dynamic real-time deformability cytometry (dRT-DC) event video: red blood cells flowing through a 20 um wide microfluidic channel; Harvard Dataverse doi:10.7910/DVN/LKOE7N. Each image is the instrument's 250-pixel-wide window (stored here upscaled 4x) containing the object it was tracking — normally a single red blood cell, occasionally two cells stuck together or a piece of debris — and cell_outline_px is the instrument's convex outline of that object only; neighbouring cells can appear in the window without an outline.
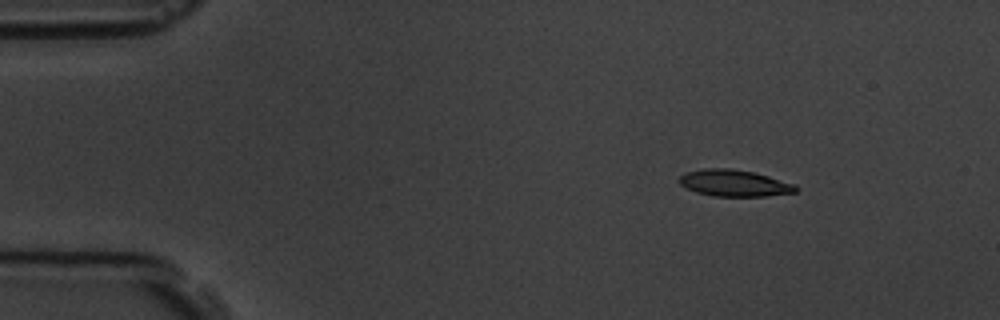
{"species": "common noctule bat (a hibernating species)", "species_latin": "Nyctalus noctula", "temperature_condition": "room temperature", "stored_images_in_passage": 6, "camera_frame_rate_fps": 3000, "um_per_image_px": 0.085, "animal": {"sex": "male", "body_mass_g": 19.5, "forearm_length_mm": 54.6}, "frame": {"image": 1, "passage_image": 2, "time_ms": 2.333, "image_size_px": [1000, 320], "cell_outline_px": [[800, 188], [796, 192], [764, 196], [712, 196], [696, 192], [680, 184], [680, 176], [688, 172], [704, 168], [732, 168], [756, 172], [796, 184]], "centroid_in_image_um": [62.47, 15.56], "position_along_channel_um": 22.5, "area_um2": 18.15}}
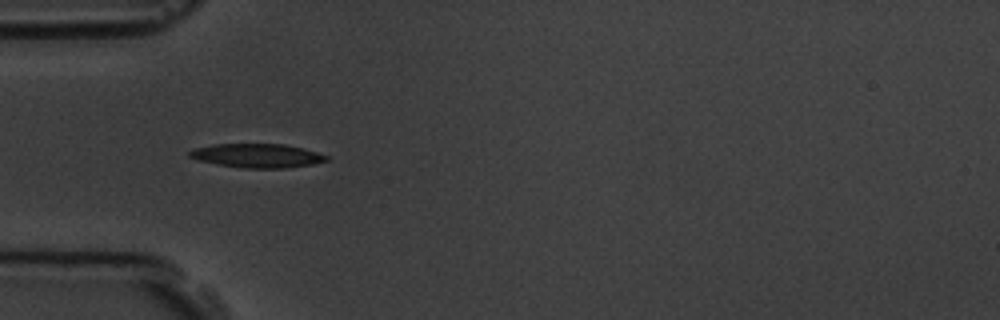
{"frame": {"image": 2, "passage_image": 5, "time_ms": 5.667, "image_size_px": [1000, 320], "cell_outline_px": [[328, 160], [312, 164], [284, 168], [244, 168], [196, 160], [188, 156], [188, 152], [196, 148], [212, 144], [284, 144], [304, 148], [328, 156]], "centroid_in_image_um": [21.85, 13.22], "position_along_channel_um": 63.2, "area_um2": 18.96}}
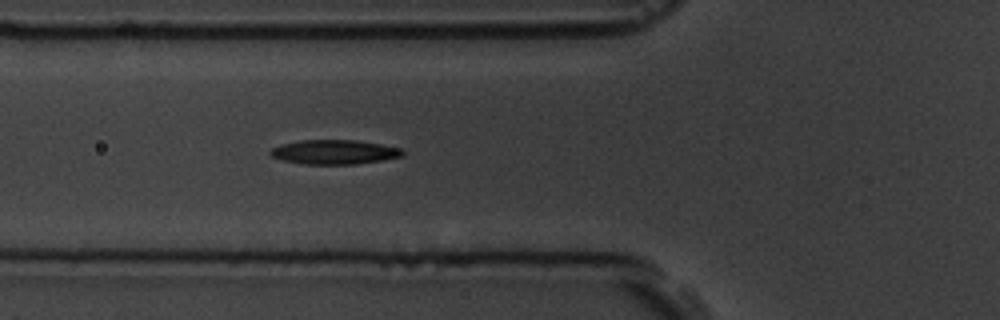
{"frame": {"image": 3, "passage_image": 6, "time_ms": 6.667, "image_size_px": [1000, 320], "cell_outline_px": [[404, 152], [400, 156], [384, 160], [356, 164], [304, 164], [284, 160], [272, 156], [268, 152], [272, 148], [280, 144], [300, 140], [356, 140], [404, 148]], "centroid_in_image_um": [28.43, 12.92], "position_along_channel_um": 97.4, "area_um2": 18.79}}